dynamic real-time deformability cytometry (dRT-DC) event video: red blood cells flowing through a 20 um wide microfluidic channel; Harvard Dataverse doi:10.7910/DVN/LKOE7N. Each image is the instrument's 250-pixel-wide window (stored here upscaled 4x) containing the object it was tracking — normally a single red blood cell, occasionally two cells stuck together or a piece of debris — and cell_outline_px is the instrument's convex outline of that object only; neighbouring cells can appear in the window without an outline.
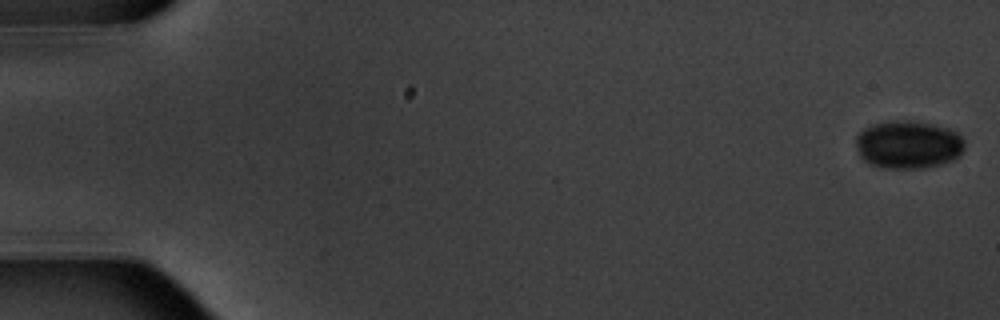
{"species": "common noctule bat (a hibernating species)", "species_latin": "Nyctalus noctula", "temperature_condition": "warm", "stored_images_in_passage": 7, "camera_frame_rate_fps": 3000, "um_per_image_px": 0.085, "animal": {"sex": "male", "body_mass_g": 20.1, "forearm_length_mm": 53.5}, "frame": {"image": 1, "passage_image": 1, "time_ms": 0.0, "image_size_px": [1000, 320], "cell_outline_px": [[964, 148], [960, 156], [952, 160], [940, 164], [924, 168], [880, 168], [864, 160], [860, 156], [856, 144], [856, 136], [864, 128], [872, 124], [888, 120], [912, 120], [932, 124], [948, 128], [956, 132], [964, 140]], "centroid_in_image_um": [77.2, 12.28], "position_along_channel_um": 7.8, "area_um2": 30.63}}
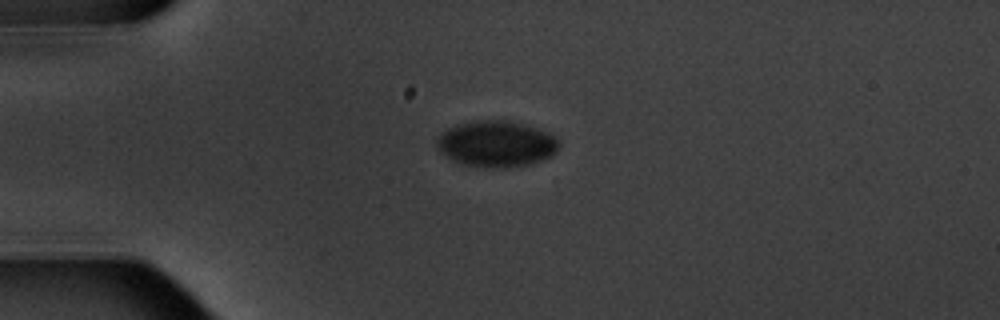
{"frame": {"image": 2, "passage_image": 5, "time_ms": 4.667, "image_size_px": [1000, 320], "cell_outline_px": [[560, 144], [556, 152], [552, 156], [528, 164], [504, 168], [488, 168], [464, 164], [452, 160], [436, 144], [436, 136], [448, 128], [456, 124], [476, 120], [508, 120], [528, 124], [540, 128], [556, 136], [560, 140]], "centroid_in_image_um": [42.24, 12.2], "position_along_channel_um": 42.8, "area_um2": 33.18}}